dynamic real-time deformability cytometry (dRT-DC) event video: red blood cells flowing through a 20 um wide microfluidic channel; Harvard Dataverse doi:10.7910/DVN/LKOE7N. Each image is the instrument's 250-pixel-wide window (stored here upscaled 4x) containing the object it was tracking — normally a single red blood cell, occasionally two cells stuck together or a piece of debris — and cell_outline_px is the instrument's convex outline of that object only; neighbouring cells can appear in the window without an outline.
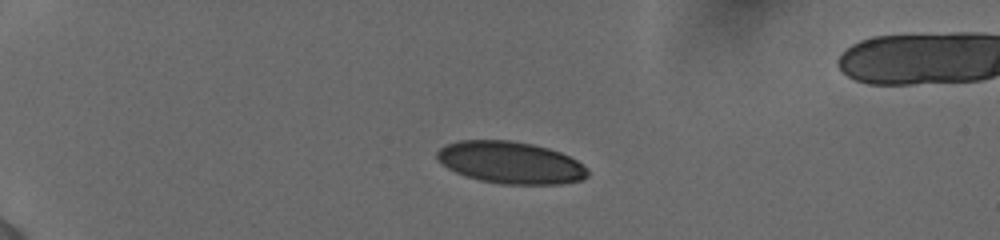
{"species": "human", "species_latin": "Homo sapiens", "temperature_condition": "cold", "stored_images_in_passage": 10, "camera_frame_rate_fps": 3000, "um_per_image_px": 0.085, "donor": {"sex": "female"}, "frame": {"image": 1, "passage_image": 1, "time_ms": 0.0, "image_size_px": [1000, 240], "cell_outline_px": [[588, 176], [580, 180], [560, 184], [504, 184], [480, 180], [456, 172], [448, 168], [436, 156], [436, 152], [444, 144], [460, 140], [512, 140], [532, 144], [548, 148], [560, 152], [576, 160], [588, 168]], "centroid_in_image_um": [43.4, 13.81], "position_along_channel_um": 41.6, "area_um2": 36.76}}